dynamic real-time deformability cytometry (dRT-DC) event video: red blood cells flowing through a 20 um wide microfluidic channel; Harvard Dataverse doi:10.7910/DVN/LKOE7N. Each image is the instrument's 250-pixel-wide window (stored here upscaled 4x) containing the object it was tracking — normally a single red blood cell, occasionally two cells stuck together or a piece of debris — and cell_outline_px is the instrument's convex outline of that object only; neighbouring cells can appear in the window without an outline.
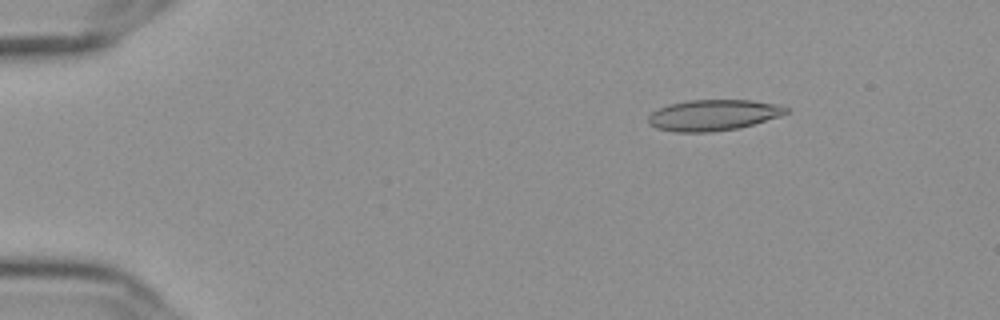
{"species": "Egyptian fruit bat (a non-hibernating species)", "species_latin": "Rousettus aegyptiacus", "temperature_condition": "cold", "stored_images_in_passage": 56, "camera_frame_rate_fps": 3000, "um_per_image_px": 0.085, "frame": {"image": 1, "passage_image": 8, "time_ms": 2.333, "image_size_px": [1000, 320], "cell_outline_px": [[788, 112], [780, 116], [740, 128], [712, 132], [676, 132], [656, 128], [648, 124], [648, 116], [652, 112], [668, 104], [688, 100], [752, 100], [780, 104], [788, 108]], "centroid_in_image_um": [60.63, 9.78], "position_along_channel_um": 24.4, "area_um2": 25.03}}
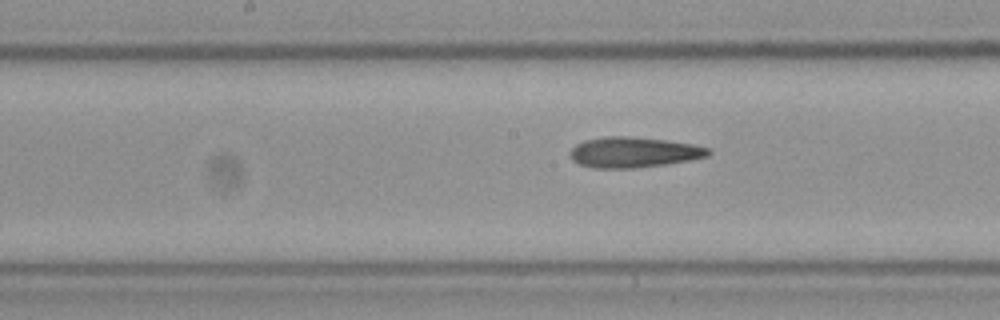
{"frame": {"image": 2, "passage_image": 29, "time_ms": 9.333, "image_size_px": [1000, 320], "cell_outline_px": [[712, 152], [708, 156], [692, 160], [664, 164], [632, 168], [592, 168], [580, 164], [572, 160], [568, 152], [576, 144], [584, 140], [604, 136], [628, 136], [668, 140], [692, 144], [712, 148]], "centroid_in_image_um": [53.87, 12.93], "position_along_channel_um": 194.3, "area_um2": 24.8}}
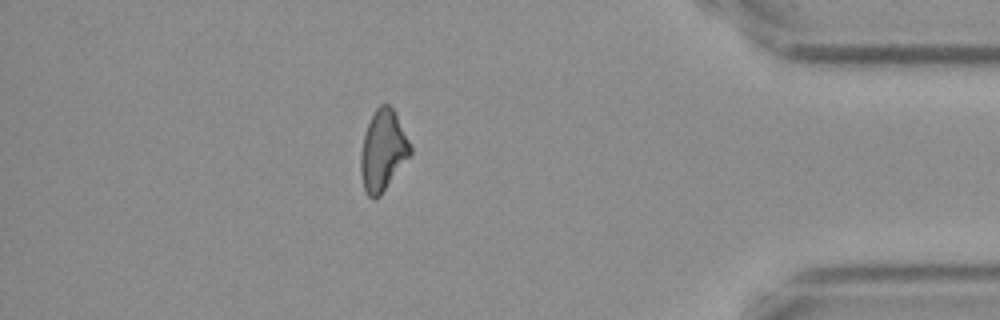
{"frame": {"image": 3, "passage_image": 49, "time_ms": 16.0, "image_size_px": [1000, 320], "cell_outline_px": [[412, 152], [380, 196], [376, 200], [372, 200], [368, 196], [364, 188], [360, 172], [360, 152], [364, 136], [368, 124], [376, 108], [380, 104], [388, 104], [396, 112], [412, 148]], "centroid_in_image_um": [32.54, 12.81], "position_along_channel_um": 402.7, "area_um2": 23.24}, "authors_computed_cell_mechanics": {"area_um2": 24.3049, "velocity_mm_per_s": 3.6518, "shape_relaxation_time_tau1_ms": null, "shape_relaxation_time_tau2_ms": 9.4007, "deformation_change_tau1": null, "deformation_change_tau2": 0.2274}}